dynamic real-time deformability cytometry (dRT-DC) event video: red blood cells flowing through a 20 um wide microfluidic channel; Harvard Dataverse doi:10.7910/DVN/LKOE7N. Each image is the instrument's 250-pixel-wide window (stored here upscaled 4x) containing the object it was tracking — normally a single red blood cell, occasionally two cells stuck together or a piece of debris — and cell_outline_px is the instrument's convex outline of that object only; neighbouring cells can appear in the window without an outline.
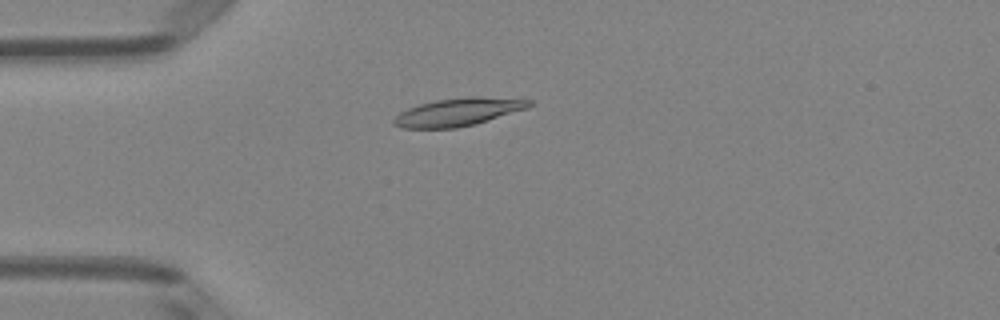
{"species": "Egyptian fruit bat (a non-hibernating species)", "species_latin": "Rousettus aegyptiacus", "temperature_condition": "room temperature", "stored_images_in_passage": 5, "camera_frame_rate_fps": 3000, "um_per_image_px": 0.085, "animal": {"sex": "female"}, "frame": {"image": 1, "passage_image": 4, "time_ms": 1.0, "image_size_px": [1000, 320], "cell_outline_px": [[532, 104], [528, 108], [476, 124], [456, 128], [400, 128], [392, 124], [392, 120], [400, 112], [408, 108], [420, 104], [436, 100], [468, 96], [480, 96], [532, 100]], "centroid_in_image_um": [38.94, 9.52], "position_along_channel_um": 46.1, "area_um2": 22.08}}